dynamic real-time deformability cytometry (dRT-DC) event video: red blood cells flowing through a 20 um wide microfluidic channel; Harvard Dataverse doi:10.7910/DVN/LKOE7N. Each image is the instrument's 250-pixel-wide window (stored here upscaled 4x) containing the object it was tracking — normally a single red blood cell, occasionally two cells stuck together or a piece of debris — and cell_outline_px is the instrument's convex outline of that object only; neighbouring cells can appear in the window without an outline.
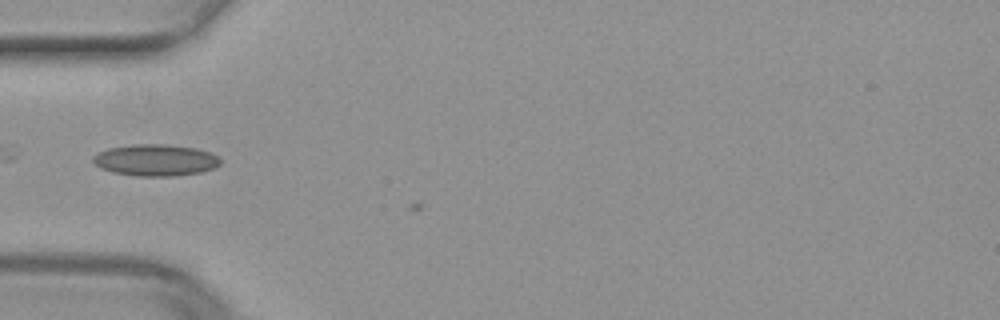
{"species": "common noctule bat (a hibernating species)", "species_latin": "Nyctalus noctula", "temperature_condition": "warm", "stored_images_in_passage": 6, "camera_frame_rate_fps": 3000, "um_per_image_px": 0.085, "animal": {"sex": "female", "body_mass_g": 29.2, "forearm_length_mm": 56.3}, "frame": {"image": 1, "passage_image": 5, "time_ms": 1.333, "image_size_px": [1000, 320], "cell_outline_px": [[220, 164], [216, 168], [200, 172], [176, 176], [136, 176], [112, 172], [100, 168], [92, 160], [92, 156], [108, 148], [132, 144], [164, 144], [196, 148], [220, 156]], "centroid_in_image_um": [13.23, 13.61], "position_along_channel_um": 71.8, "area_um2": 23.58}}